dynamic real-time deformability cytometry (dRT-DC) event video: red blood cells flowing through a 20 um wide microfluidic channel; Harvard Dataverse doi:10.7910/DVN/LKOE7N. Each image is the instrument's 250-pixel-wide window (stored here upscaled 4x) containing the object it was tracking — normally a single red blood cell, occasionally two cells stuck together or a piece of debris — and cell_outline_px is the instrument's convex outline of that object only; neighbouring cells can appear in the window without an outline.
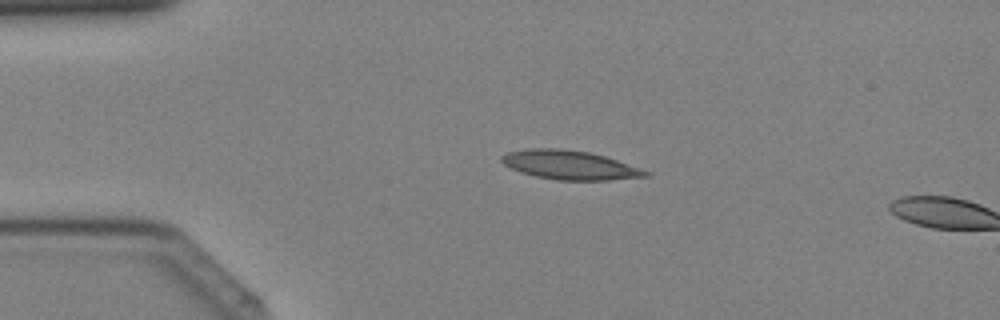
{"species": "Egyptian fruit bat (a non-hibernating species)", "species_latin": "Rousettus aegyptiacus", "temperature_condition": "cold", "stored_images_in_passage": 6, "camera_frame_rate_fps": 3000, "um_per_image_px": 0.085, "animal": {"sex": "female"}, "frame": {"image": 1, "passage_image": 4, "time_ms": 1.0, "image_size_px": [1000, 320], "cell_outline_px": [[652, 172], [648, 176], [608, 180], [556, 180], [536, 176], [512, 168], [504, 164], [500, 160], [500, 156], [508, 152], [528, 148], [560, 148], [588, 152], [604, 156]], "centroid_in_image_um": [48.42, 14.02], "position_along_channel_um": 36.6, "area_um2": 24.1}}